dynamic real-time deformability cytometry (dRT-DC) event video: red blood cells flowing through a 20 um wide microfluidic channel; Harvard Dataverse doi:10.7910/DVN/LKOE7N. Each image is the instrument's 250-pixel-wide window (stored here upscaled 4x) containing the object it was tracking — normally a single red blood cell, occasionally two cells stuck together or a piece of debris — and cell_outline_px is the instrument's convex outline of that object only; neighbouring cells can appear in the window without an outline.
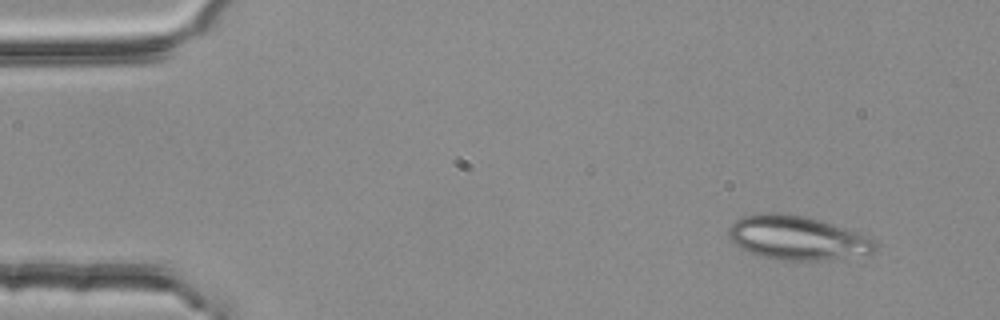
{"species": "common noctule bat (a hibernating species)", "species_latin": "Nyctalus noctula", "temperature_condition": "room temperature", "stored_images_in_passage": 3, "camera_frame_rate_fps": 3000, "um_per_image_px": 0.085, "animal": {"sex": "female", "body_mass_g": 25.1}, "frame": {"image": 1, "passage_image": 1, "time_ms": 0.0, "image_size_px": [1000, 320], "cell_outline_px": [[876, 252], [868, 256], [824, 260], [776, 260], [760, 256], [748, 252], [740, 248], [728, 236], [728, 228], [736, 220], [744, 216], [764, 212], [776, 212], [804, 216], [820, 220], [844, 228], [872, 240], [876, 244]], "centroid_in_image_um": [67.75, 20.24], "position_along_channel_um": 17.2, "area_um2": 37.63}}